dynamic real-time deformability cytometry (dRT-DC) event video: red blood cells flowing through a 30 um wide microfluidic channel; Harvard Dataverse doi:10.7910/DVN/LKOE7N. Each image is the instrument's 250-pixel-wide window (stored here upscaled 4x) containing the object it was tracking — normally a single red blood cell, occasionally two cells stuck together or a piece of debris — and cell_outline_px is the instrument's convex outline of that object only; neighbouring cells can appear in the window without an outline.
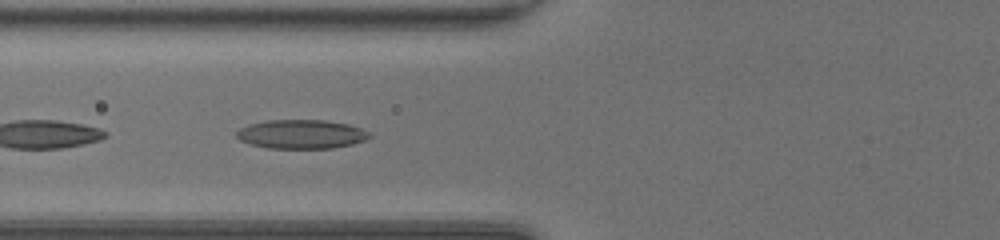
{"species": "common noctule bat (a hibernating species)", "species_latin": "Nyctalus noctula", "temperature_condition": "room temperature", "stored_images_in_passage": 32, "camera_frame_rate_fps": 3000, "um_per_image_px": 0.085, "animal": {"sex": "female", "body_mass_g": 20.0, "forearm_length_mm": 54.0}, "frame": {"image": 1, "passage_image": 3, "time_ms": 0.667, "image_size_px": [1000, 240], "cell_outline_px": [[372, 136], [364, 140], [352, 144], [332, 148], [268, 148], [252, 144], [240, 140], [236, 136], [236, 132], [240, 128], [248, 124], [268, 120], [324, 120], [348, 124], [360, 128], [368, 132]], "centroid_in_image_um": [25.6, 11.4], "position_along_channel_um": 100.2, "area_um2": 22.31}}
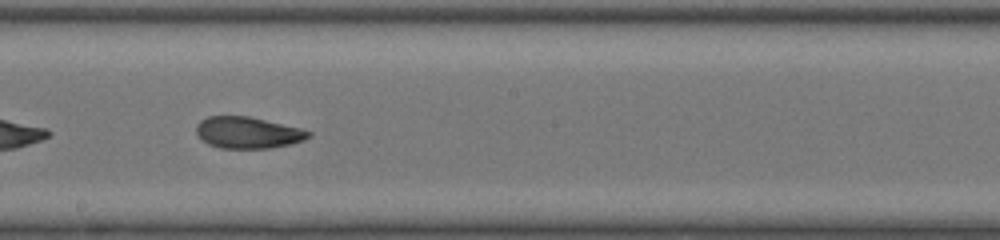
{"frame": {"image": 2, "passage_image": 12, "time_ms": 3.667, "image_size_px": [1000, 240], "cell_outline_px": [[312, 136], [304, 140], [288, 144], [268, 148], [220, 148], [208, 144], [196, 132], [196, 124], [200, 120], [208, 116], [248, 116], [300, 128], [312, 132]], "centroid_in_image_um": [21.06, 11.26], "position_along_channel_um": 227.1, "area_um2": 20.46}}
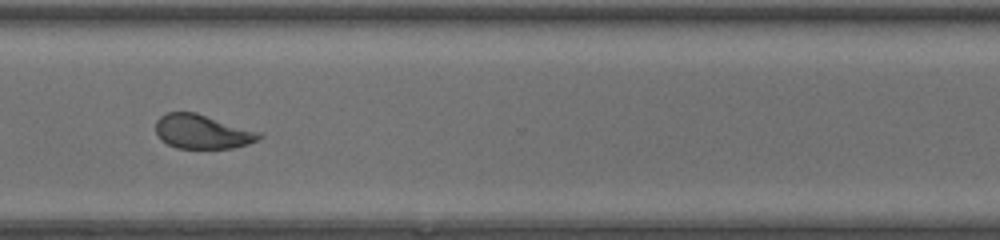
{"frame": {"image": 3, "passage_image": 21, "time_ms": 6.667, "image_size_px": [1000, 240], "cell_outline_px": [[264, 136], [248, 144], [232, 148], [176, 148], [160, 140], [156, 132], [156, 120], [160, 116], [168, 112], [196, 112], [264, 132]], "centroid_in_image_um": [17.23, 11.18], "position_along_channel_um": 353.4, "area_um2": 20.92}, "authors_computed_cell_mechanics": {"area_um2": 20.9236, "velocity_mm_per_s": 4.2163, "shape_relaxation_time_tau1_ms": 6.6753, "shape_relaxation_time_tau2_ms": 1.8814, "deformation_change_tau1": 0.1788, "deformation_change_tau2": 0.088}}